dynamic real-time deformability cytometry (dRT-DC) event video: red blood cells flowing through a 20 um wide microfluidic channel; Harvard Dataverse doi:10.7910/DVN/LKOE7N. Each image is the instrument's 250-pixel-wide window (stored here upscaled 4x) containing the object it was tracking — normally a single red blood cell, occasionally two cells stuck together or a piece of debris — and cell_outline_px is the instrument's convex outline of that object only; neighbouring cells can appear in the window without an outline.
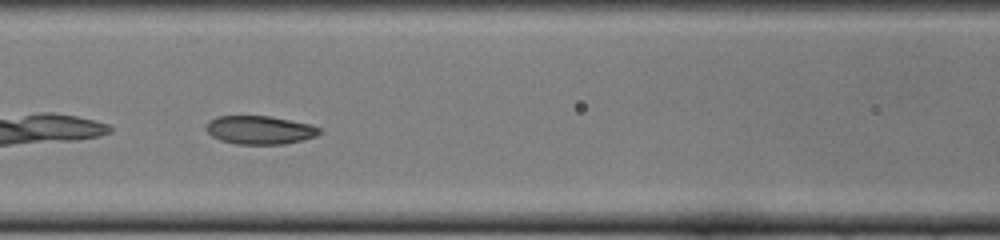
{"species": "common noctule bat (a hibernating species)", "species_latin": "Nyctalus noctula", "temperature_condition": "cold", "stored_images_in_passage": 23, "camera_frame_rate_fps": 3000, "um_per_image_px": 0.085, "animal": {"sex": "female", "body_mass_g": 22.0, "forearm_length_mm": 56.7}, "frame": {"image": 1, "passage_image": 7, "time_ms": 2.0, "image_size_px": [1000, 240], "cell_outline_px": [[320, 132], [316, 136], [284, 144], [236, 144], [220, 140], [212, 136], [204, 128], [208, 120], [216, 116], [268, 116], [312, 124], [320, 128]], "centroid_in_image_um": [22.04, 11.04], "position_along_channel_um": 144.6, "area_um2": 18.79}}
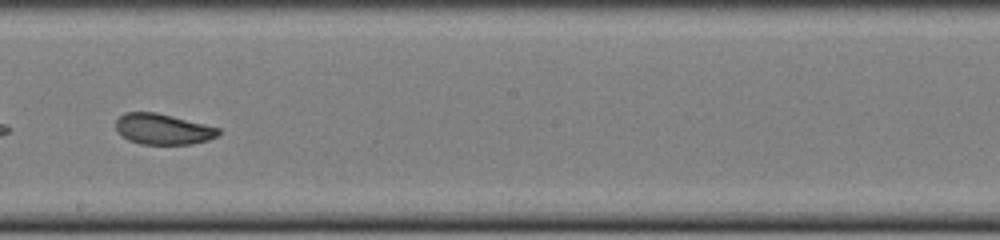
{"frame": {"image": 2, "passage_image": 14, "time_ms": 4.333, "image_size_px": [1000, 240], "cell_outline_px": [[220, 136], [208, 140], [192, 144], [140, 144], [128, 140], [116, 128], [116, 120], [124, 112], [156, 112], [220, 128]], "centroid_in_image_um": [13.88, 10.98], "position_along_channel_um": 234.3, "area_um2": 18.32}}
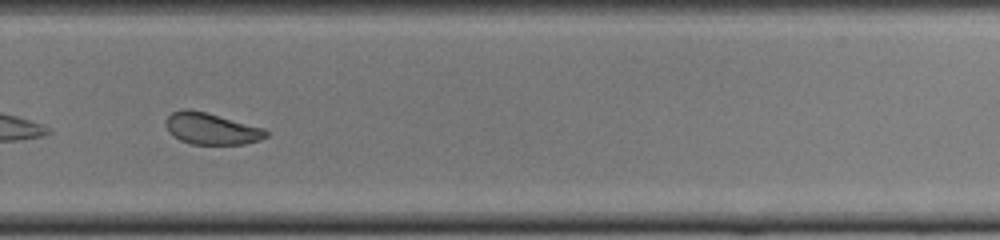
{"frame": {"image": 3, "passage_image": 20, "time_ms": 6.333, "image_size_px": [1000, 240], "cell_outline_px": [[268, 136], [260, 140], [244, 144], [192, 144], [180, 140], [172, 136], [168, 132], [168, 116], [172, 112], [184, 108], [188, 108], [204, 112], [264, 128], [268, 132]], "centroid_in_image_um": [17.98, 10.95], "position_along_channel_um": 311.8, "area_um2": 18.21}}